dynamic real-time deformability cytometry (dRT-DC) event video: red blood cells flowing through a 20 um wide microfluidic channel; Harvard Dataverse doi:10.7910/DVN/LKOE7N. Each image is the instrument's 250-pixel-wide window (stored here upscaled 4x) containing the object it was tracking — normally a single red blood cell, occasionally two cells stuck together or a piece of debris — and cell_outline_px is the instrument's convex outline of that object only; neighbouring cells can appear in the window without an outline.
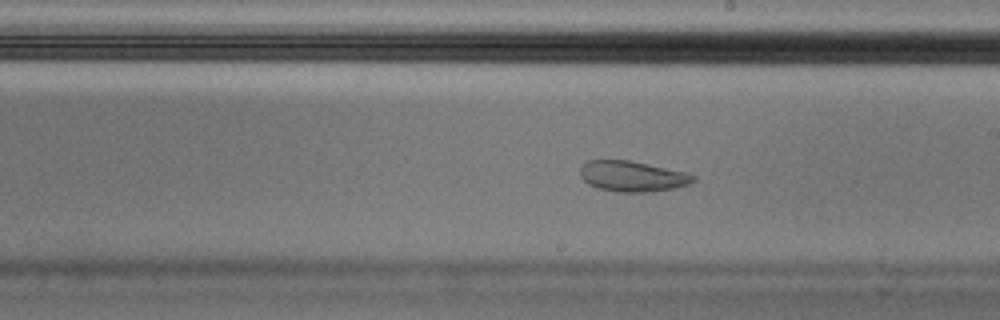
{"species": "Egyptian fruit bat (a non-hibernating species)", "species_latin": "Rousettus aegyptiacus", "temperature_condition": "cold", "stored_images_in_passage": 56, "camera_frame_rate_fps": 3000, "um_per_image_px": 0.085, "animal": {"sex": "male"}, "frame": {"image": 1, "passage_image": 32, "time_ms": 10.333, "image_size_px": [1000, 320], "cell_outline_px": [[696, 180], [688, 184], [672, 188], [644, 192], [616, 192], [596, 188], [588, 184], [580, 176], [580, 168], [588, 160], [628, 160], [688, 172], [696, 176]], "centroid_in_image_um": [53.74, 14.98], "position_along_channel_um": 235.3, "area_um2": 20.17}}